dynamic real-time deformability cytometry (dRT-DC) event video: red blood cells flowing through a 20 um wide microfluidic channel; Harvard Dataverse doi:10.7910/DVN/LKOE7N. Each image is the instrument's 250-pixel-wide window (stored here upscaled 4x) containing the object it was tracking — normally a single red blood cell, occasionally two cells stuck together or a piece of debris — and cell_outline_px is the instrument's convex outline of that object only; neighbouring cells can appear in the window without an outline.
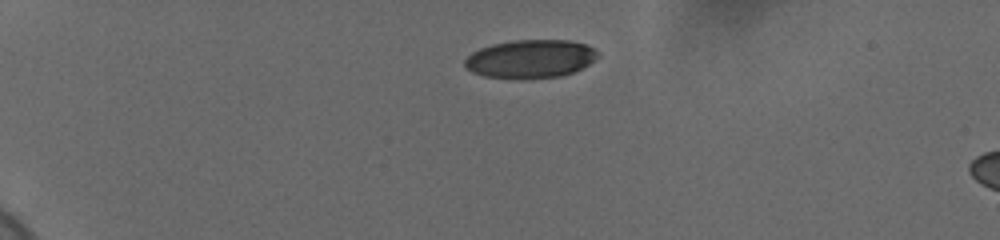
{"species": "human", "species_latin": "Homo sapiens", "temperature_condition": "cold", "stored_images_in_passage": 29, "camera_frame_rate_fps": 3000, "um_per_image_px": 0.085, "donor": {"sex": "female"}, "frame": {"image": 1, "passage_image": 1, "time_ms": 0.0, "image_size_px": [1000, 240], "cell_outline_px": [[600, 56], [588, 64], [572, 72], [560, 76], [516, 80], [484, 76], [472, 72], [464, 68], [464, 60], [472, 52], [480, 48], [492, 44], [512, 40], [572, 40], [588, 44], [596, 48], [600, 52]], "centroid_in_image_um": [45.09, 5.0], "position_along_channel_um": 39.9, "area_um2": 30.29}}
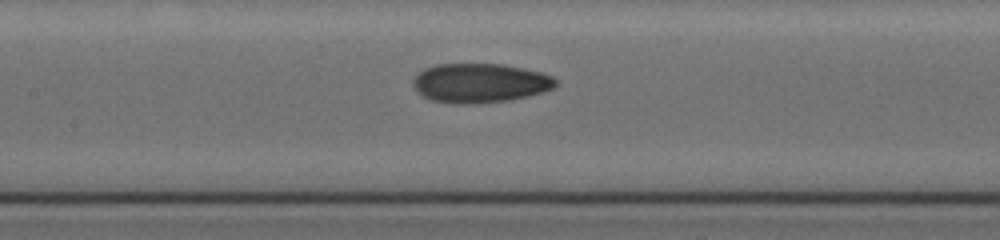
{"frame": {"image": 2, "passage_image": 17, "time_ms": 5.333, "image_size_px": [1000, 240], "cell_outline_px": [[556, 84], [552, 88], [544, 92], [512, 100], [476, 104], [460, 104], [432, 100], [416, 92], [412, 84], [412, 80], [424, 68], [436, 64], [500, 64], [524, 68], [540, 72], [552, 76], [556, 80]], "centroid_in_image_um": [40.79, 7.06], "position_along_channel_um": 166.6, "area_um2": 32.77}}
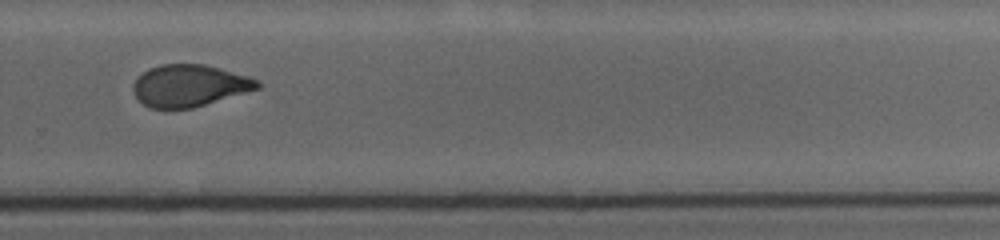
{"frame": {"image": 3, "passage_image": 29, "time_ms": 9.333, "image_size_px": [1000, 240], "cell_outline_px": [[260, 88], [192, 108], [148, 108], [132, 92], [132, 84], [148, 68], [160, 64], [204, 64], [220, 68], [248, 76], [260, 80]], "centroid_in_image_um": [16.09, 7.27], "position_along_channel_um": 313.7, "area_um2": 30.23}}